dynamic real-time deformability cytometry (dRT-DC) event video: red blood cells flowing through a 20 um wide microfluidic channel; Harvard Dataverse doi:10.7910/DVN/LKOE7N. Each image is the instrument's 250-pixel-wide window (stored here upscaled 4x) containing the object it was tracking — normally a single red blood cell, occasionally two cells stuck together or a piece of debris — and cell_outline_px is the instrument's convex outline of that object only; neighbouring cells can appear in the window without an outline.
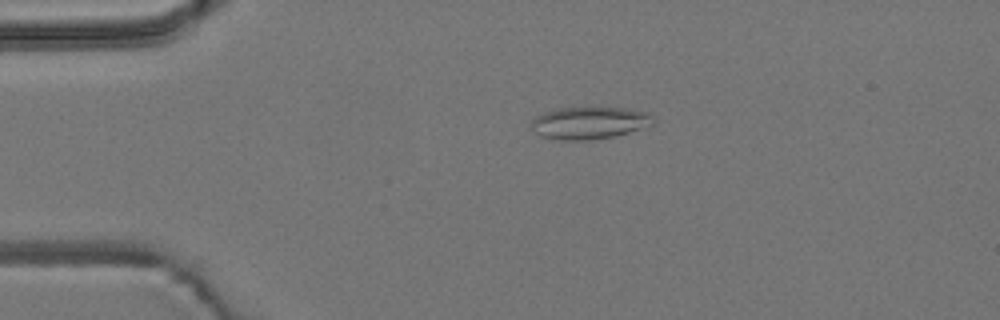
{"species": "common noctule bat (a hibernating species)", "species_latin": "Nyctalus noctula", "temperature_condition": "room temperature", "stored_images_in_passage": 45, "camera_frame_rate_fps": 3000, "um_per_image_px": 0.085, "animal": {"sex": "male", "body_mass_g": 19.2, "forearm_length_mm": 51.8}, "frame": {"image": 1, "passage_image": 11, "time_ms": 3.333, "image_size_px": [1000, 320], "cell_outline_px": [[656, 120], [652, 124], [616, 136], [588, 140], [556, 140], [540, 136], [532, 128], [532, 120], [536, 116], [544, 112], [556, 108], [624, 108], [648, 112]], "centroid_in_image_um": [50.08, 10.45], "position_along_channel_um": 34.9, "area_um2": 22.83}}
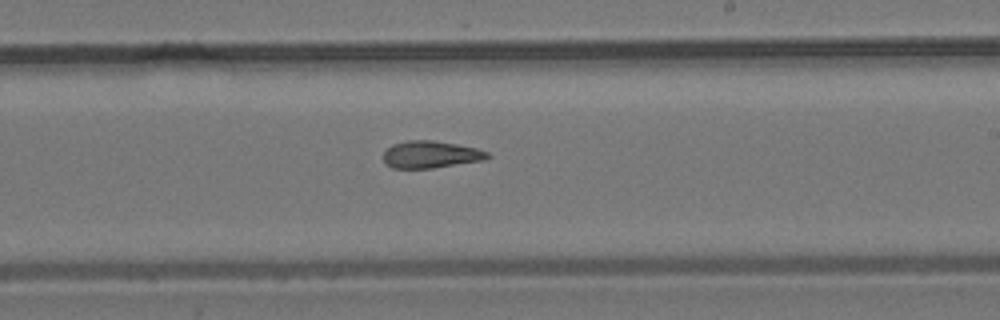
{"frame": {"image": 2, "passage_image": 31, "time_ms": 10.0, "image_size_px": [1000, 320], "cell_outline_px": [[492, 156], [484, 160], [432, 168], [392, 168], [384, 164], [384, 152], [392, 144], [408, 140], [432, 140], [456, 144], [476, 148], [488, 152]], "centroid_in_image_um": [36.6, 13.13], "position_along_channel_um": 252.4, "area_um2": 16.47}}
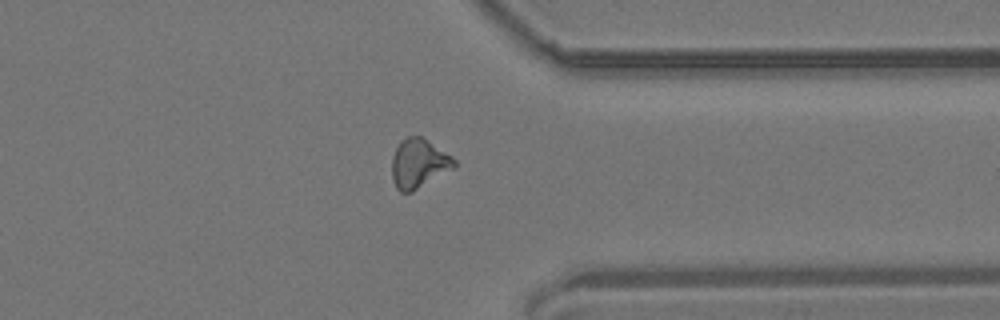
{"frame": {"image": 3, "passage_image": 41, "time_ms": 13.333, "image_size_px": [1000, 320], "cell_outline_px": [[456, 164], [452, 168], [412, 192], [400, 192], [396, 188], [392, 180], [392, 156], [400, 140], [408, 136], [420, 136], [452, 156], [456, 160]], "centroid_in_image_um": [35.55, 13.89], "position_along_channel_um": 375.8, "area_um2": 17.63}, "authors_computed_cell_mechanics": {"area_um2": 17.1088, "velocity_mm_per_s": 3.8606, "shape_relaxation_time_tau1_ms": null, "shape_relaxation_time_tau2_ms": 3.9241, "deformation_change_tau1": null, "deformation_change_tau2": 0.1363}}